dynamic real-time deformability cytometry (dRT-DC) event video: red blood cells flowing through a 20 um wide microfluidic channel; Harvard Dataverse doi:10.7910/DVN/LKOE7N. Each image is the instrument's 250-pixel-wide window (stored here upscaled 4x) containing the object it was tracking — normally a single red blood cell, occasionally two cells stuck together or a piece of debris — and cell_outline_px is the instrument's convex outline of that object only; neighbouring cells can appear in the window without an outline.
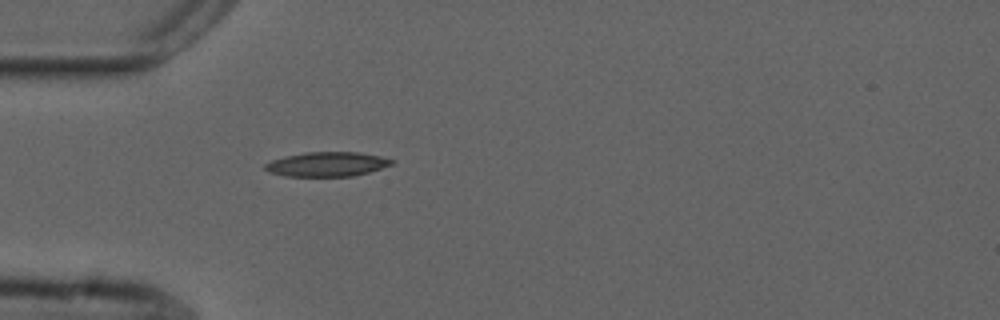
{"species": "common noctule bat (a hibernating species)", "species_latin": "Nyctalus noctula", "temperature_condition": "cold", "stored_images_in_passage": 35, "camera_frame_rate_fps": 3000, "um_per_image_px": 0.085, "animal": {"sex": "male", "forearm_length_mm": 52.5}, "frame": {"image": 1, "passage_image": 1, "time_ms": 0.0, "image_size_px": [1000, 320], "cell_outline_px": [[396, 160], [392, 164], [368, 172], [352, 176], [284, 176], [268, 172], [264, 168], [264, 164], [272, 160], [284, 156], [304, 152], [360, 152], [380, 156]], "centroid_in_image_um": [27.77, 13.95], "position_along_channel_um": 57.2, "area_um2": 18.09}}
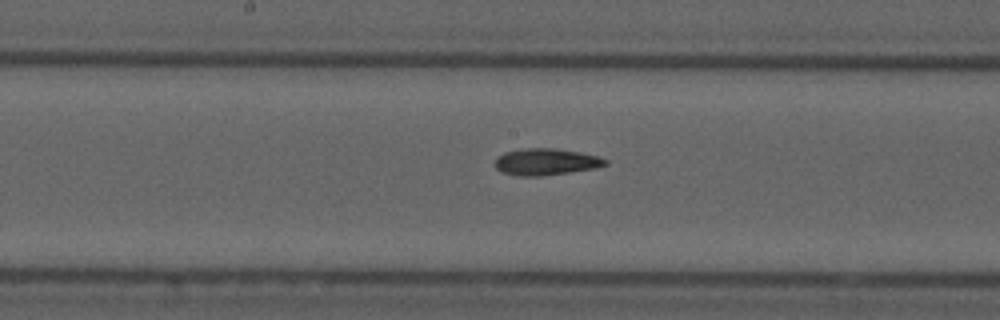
{"frame": {"image": 2, "passage_image": 13, "time_ms": 4.0, "image_size_px": [1000, 320], "cell_outline_px": [[608, 164], [596, 168], [540, 176], [520, 176], [500, 172], [496, 168], [496, 160], [504, 152], [524, 148], [556, 148], [580, 152], [600, 156], [608, 160]], "centroid_in_image_um": [46.44, 13.75], "position_along_channel_um": 201.8, "area_um2": 17.17}}
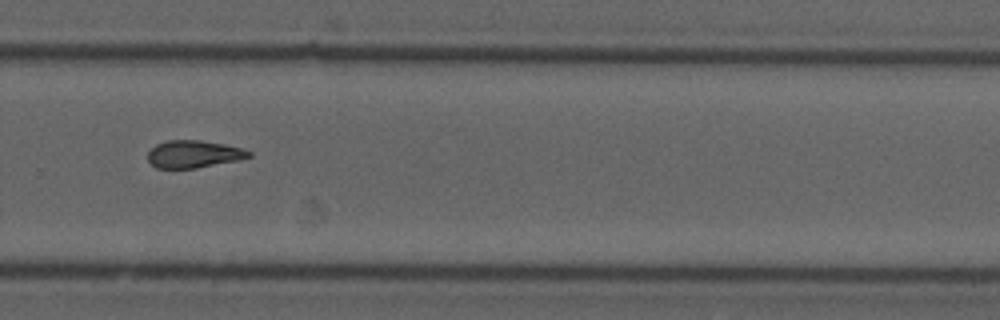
{"frame": {"image": 3, "passage_image": 22, "time_ms": 7.0, "image_size_px": [1000, 320], "cell_outline_px": [[252, 156], [240, 160], [196, 168], [156, 168], [148, 160], [148, 152], [156, 144], [168, 140], [200, 140], [224, 144], [244, 148], [252, 152]], "centroid_in_image_um": [16.5, 13.09], "position_along_channel_um": 313.3, "area_um2": 16.24}, "authors_computed_cell_mechanics": {"area_um2": 16.6464, "velocity_mm_per_s": 3.7355, "shape_relaxation_time_tau1_ms": 8.3245, "shape_relaxation_time_tau2_ms": 8.6005, "deformation_change_tau1": 0.1907, "deformation_change_tau2": 0.1811}}